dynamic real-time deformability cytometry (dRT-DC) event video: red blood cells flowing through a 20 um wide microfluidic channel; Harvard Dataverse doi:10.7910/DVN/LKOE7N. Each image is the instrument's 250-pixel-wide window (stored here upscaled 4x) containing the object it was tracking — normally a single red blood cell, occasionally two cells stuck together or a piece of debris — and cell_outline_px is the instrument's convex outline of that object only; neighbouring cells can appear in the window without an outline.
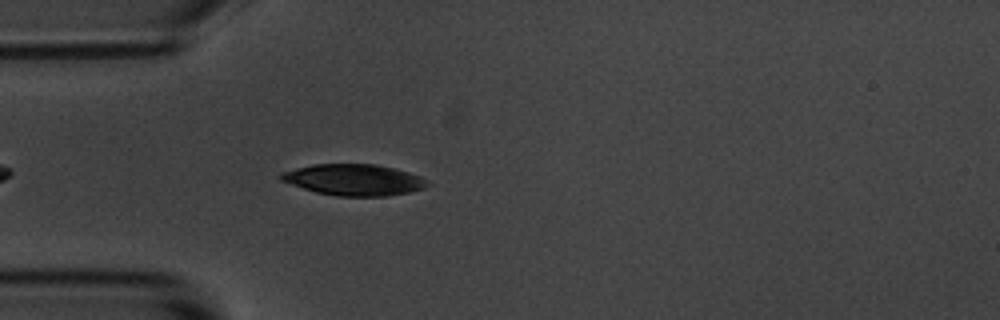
{"species": "common noctule bat (a hibernating species)", "species_latin": "Nyctalus noctula", "temperature_condition": "room temperature", "stored_images_in_passage": 44, "camera_frame_rate_fps": 3000, "um_per_image_px": 0.085, "animal": {"sex": "male", "body_mass_g": 20.1, "forearm_length_mm": 53.5}, "frame": {"image": 1, "passage_image": 5, "time_ms": 1.333, "image_size_px": [1000, 320], "cell_outline_px": [[432, 184], [424, 188], [408, 192], [384, 196], [336, 196], [316, 192], [280, 180], [276, 176], [280, 172], [312, 164], [376, 164], [408, 172], [420, 176]], "centroid_in_image_um": [30.05, 15.28], "position_along_channel_um": 54.9, "area_um2": 26.65}}
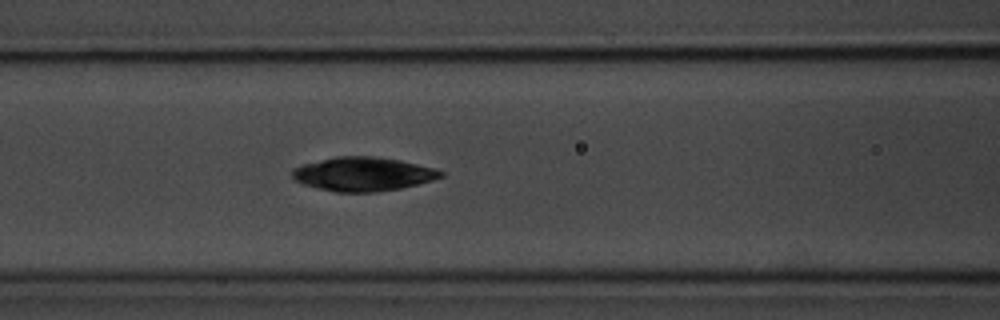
{"frame": {"image": 2, "passage_image": 12, "time_ms": 3.667, "image_size_px": [1000, 320], "cell_outline_px": [[444, 176], [432, 180], [400, 188], [376, 192], [336, 192], [304, 184], [296, 180], [292, 176], [292, 168], [300, 164], [336, 156], [372, 156], [400, 160], [436, 168], [444, 172]], "centroid_in_image_um": [30.86, 14.78], "position_along_channel_um": 135.7, "area_um2": 29.3}}
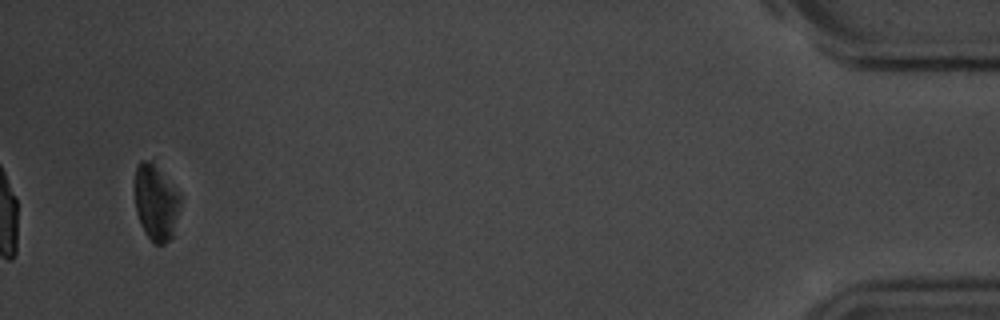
{"frame": {"image": 3, "passage_image": 42, "time_ms": 13.667, "image_size_px": [1000, 320], "cell_outline_px": [[180, 204], [176, 236], [164, 244], [156, 244], [144, 232], [140, 224], [136, 212], [136, 164], [140, 160], [152, 160], [180, 196]], "centroid_in_image_um": [13.28, 17.26], "position_along_channel_um": 421.9, "area_um2": 20.23}, "authors_computed_cell_mechanics": {"area_um2": 28.1775, "velocity_mm_per_s": 3.6644, "shape_relaxation_time_tau1_ms": 1.9831, "shape_relaxation_time_tau2_ms": null, "deformation_change_tau1": 0.0719, "deformation_change_tau2": null}}